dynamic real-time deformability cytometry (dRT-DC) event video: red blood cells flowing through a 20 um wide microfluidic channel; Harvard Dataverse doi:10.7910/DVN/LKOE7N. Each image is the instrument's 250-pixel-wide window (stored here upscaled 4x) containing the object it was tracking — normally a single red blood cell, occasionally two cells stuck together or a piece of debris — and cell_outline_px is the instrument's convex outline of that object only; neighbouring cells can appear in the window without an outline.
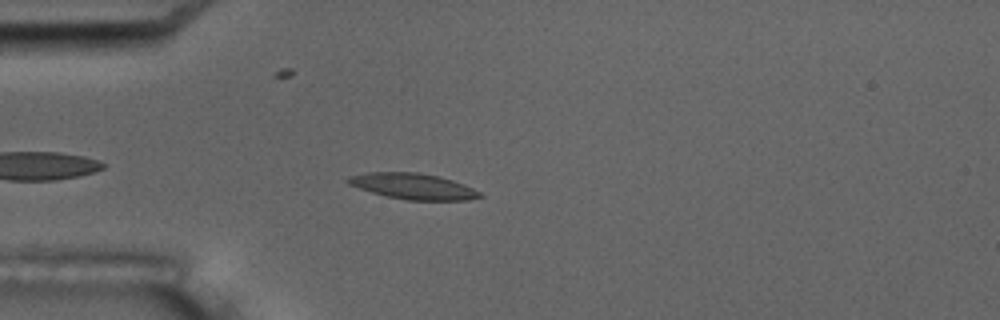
{"species": "common noctule bat (a hibernating species)", "species_latin": "Nyctalus noctula", "temperature_condition": "room temperature", "stored_images_in_passage": 14, "camera_frame_rate_fps": 3000, "um_per_image_px": 0.085, "animal": {"sex": "male", "body_mass_g": 17.5, "forearm_length_mm": 52.3}, "frame": {"image": 1, "passage_image": 3, "time_ms": 3.333, "image_size_px": [1000, 320], "cell_outline_px": [[484, 196], [468, 200], [408, 200], [388, 196], [372, 192], [348, 184], [344, 180], [348, 176], [368, 172], [416, 172], [440, 176], [464, 184], [480, 192]], "centroid_in_image_um": [35.11, 15.82], "position_along_channel_um": 49.9, "area_um2": 19.83}}
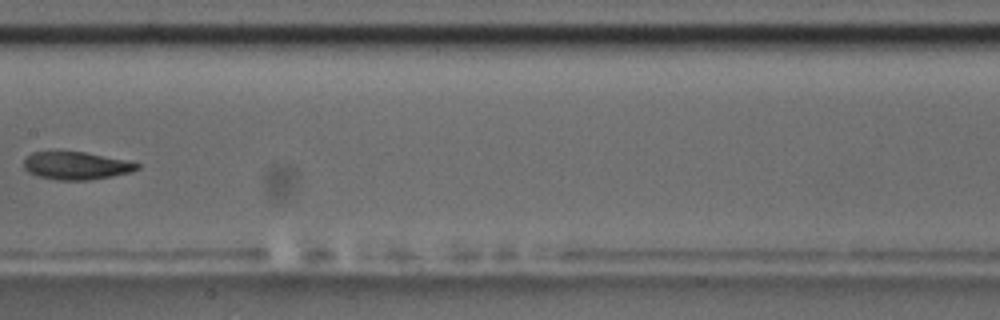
{"frame": {"image": 2, "passage_image": 7, "time_ms": 8.0, "image_size_px": [1000, 320], "cell_outline_px": [[140, 168], [132, 172], [112, 176], [88, 180], [60, 180], [40, 176], [28, 172], [24, 168], [24, 160], [32, 152], [84, 152], [128, 160], [140, 164]], "centroid_in_image_um": [6.52, 14.08], "position_along_channel_um": 200.9, "area_um2": 18.21}}